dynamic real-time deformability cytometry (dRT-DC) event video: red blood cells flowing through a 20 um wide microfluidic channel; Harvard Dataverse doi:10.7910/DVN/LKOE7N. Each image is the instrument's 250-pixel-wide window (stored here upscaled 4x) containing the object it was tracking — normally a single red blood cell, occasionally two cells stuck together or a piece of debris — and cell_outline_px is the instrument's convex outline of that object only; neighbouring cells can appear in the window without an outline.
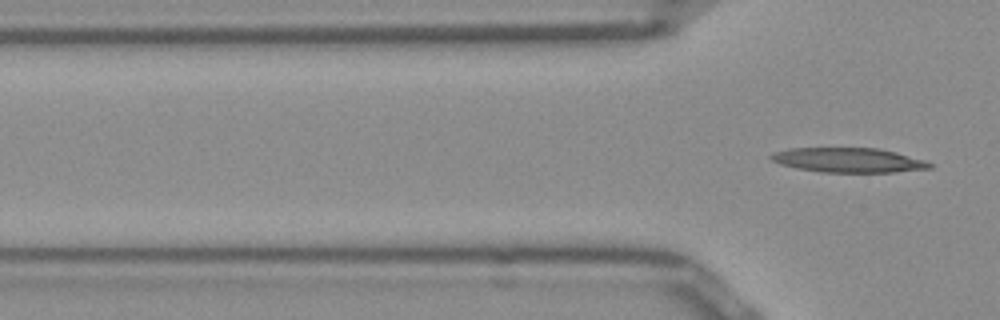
{"species": "Egyptian fruit bat (a non-hibernating species)", "species_latin": "Rousettus aegyptiacus", "temperature_condition": "room temperature", "stored_images_in_passage": 3, "camera_frame_rate_fps": 3000, "um_per_image_px": 0.085, "frame": {"image": 1, "passage_image": 3, "time_ms": 0.667, "image_size_px": [1000, 320], "cell_outline_px": [[936, 164], [932, 168], [892, 172], [824, 172], [800, 168], [780, 164], [772, 160], [768, 156], [772, 152], [788, 148], [880, 148], [928, 160]], "centroid_in_image_um": [72.18, 13.6], "position_along_channel_um": 53.6, "area_um2": 22.89}}